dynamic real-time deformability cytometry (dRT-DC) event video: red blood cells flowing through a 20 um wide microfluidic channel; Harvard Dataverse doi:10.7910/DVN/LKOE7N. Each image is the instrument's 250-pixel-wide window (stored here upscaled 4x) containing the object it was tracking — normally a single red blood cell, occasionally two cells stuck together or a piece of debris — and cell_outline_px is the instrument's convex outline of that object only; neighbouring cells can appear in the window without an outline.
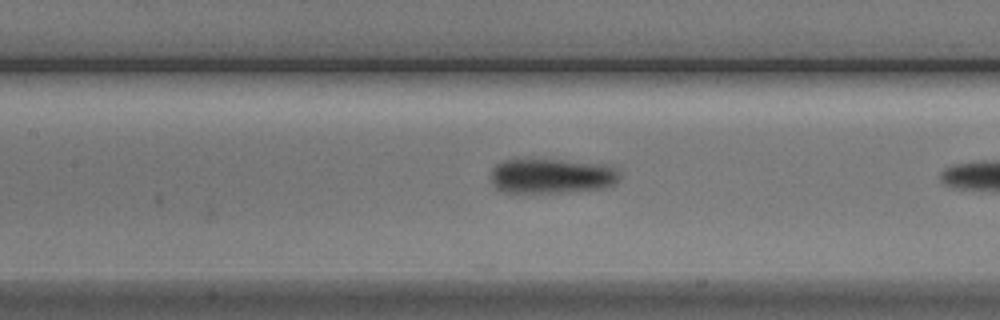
{"species": "Egyptian fruit bat (a non-hibernating species)", "species_latin": "Rousettus aegyptiacus", "temperature_condition": "cold", "stored_images_in_passage": 6, "camera_frame_rate_fps": 3000, "um_per_image_px": 0.085, "animal": {"sex": "male"}, "frame": {"image": 1, "passage_image": 5, "time_ms": 5.667, "image_size_px": [1000, 320], "cell_outline_px": [[620, 176], [616, 184], [600, 188], [560, 192], [500, 192], [492, 184], [492, 168], [496, 164], [504, 160], [560, 160], [604, 164], [612, 168]], "centroid_in_image_um": [46.85, 14.96], "position_along_channel_um": 160.6, "area_um2": 25.78}}